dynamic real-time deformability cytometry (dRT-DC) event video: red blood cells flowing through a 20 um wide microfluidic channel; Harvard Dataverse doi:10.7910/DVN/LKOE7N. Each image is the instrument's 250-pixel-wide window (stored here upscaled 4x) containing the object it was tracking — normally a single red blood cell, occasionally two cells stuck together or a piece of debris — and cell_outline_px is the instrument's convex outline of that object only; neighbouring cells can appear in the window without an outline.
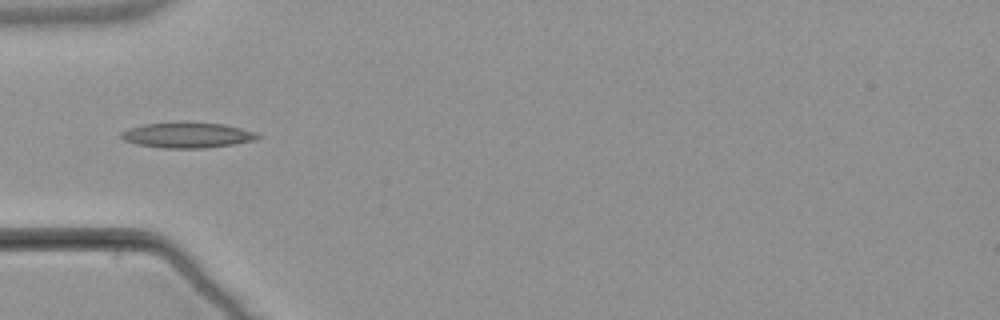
{"species": "common noctule bat (a hibernating species)", "species_latin": "Nyctalus noctula", "temperature_condition": "warm", "stored_images_in_passage": 37, "camera_frame_rate_fps": 3000, "um_per_image_px": 0.085, "animal": {"sex": "male", "body_mass_g": 21.5, "forearm_length_mm": 52.0}, "frame": {"image": 1, "passage_image": 1, "time_ms": 0.0, "image_size_px": [1000, 320], "cell_outline_px": [[260, 136], [256, 140], [232, 144], [204, 148], [164, 148], [136, 144], [124, 140], [120, 136], [120, 132], [128, 128], [144, 124], [180, 120], [184, 120], [224, 124], [240, 128], [252, 132]], "centroid_in_image_um": [15.86, 11.45], "position_along_channel_um": 69.1, "area_um2": 20.63}}
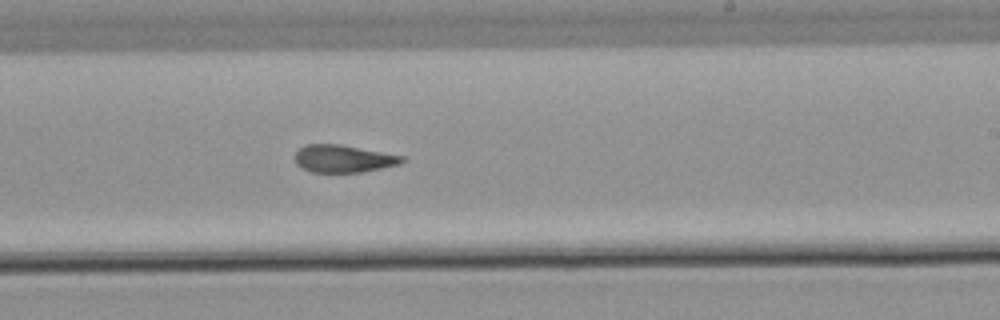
{"frame": {"image": 2, "passage_image": 16, "time_ms": 5.0, "image_size_px": [1000, 320], "cell_outline_px": [[404, 160], [400, 164], [360, 172], [312, 172], [296, 164], [296, 152], [304, 144], [340, 144], [404, 156]], "centroid_in_image_um": [29.18, 13.48], "position_along_channel_um": 259.8, "area_um2": 16.94}}
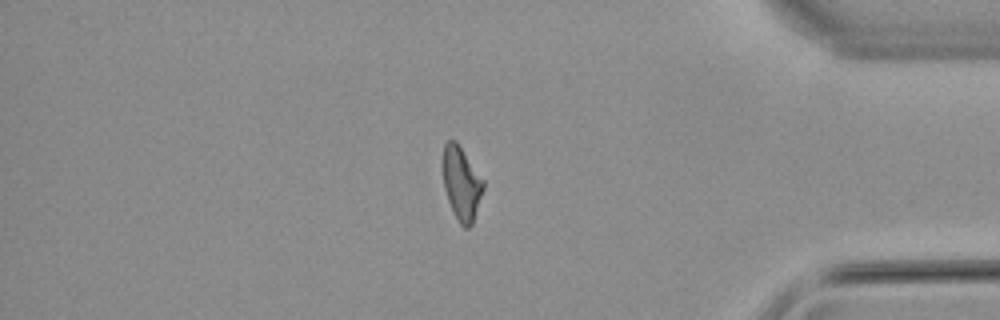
{"frame": {"image": 3, "passage_image": 29, "time_ms": 9.333, "image_size_px": [1000, 320], "cell_outline_px": [[484, 188], [472, 224], [468, 228], [464, 228], [460, 224], [448, 200], [444, 188], [444, 144], [448, 140], [456, 140], [484, 180]], "centroid_in_image_um": [39.25, 15.59], "position_along_channel_um": 396.0, "area_um2": 16.94}, "authors_computed_cell_mechanics": {"area_um2": 17.5712, "velocity_mm_per_s": 3.8196, "shape_relaxation_time_tau1_ms": null, "shape_relaxation_time_tau2_ms": 3.203, "deformation_change_tau1": null, "deformation_change_tau2": 0.1167}}